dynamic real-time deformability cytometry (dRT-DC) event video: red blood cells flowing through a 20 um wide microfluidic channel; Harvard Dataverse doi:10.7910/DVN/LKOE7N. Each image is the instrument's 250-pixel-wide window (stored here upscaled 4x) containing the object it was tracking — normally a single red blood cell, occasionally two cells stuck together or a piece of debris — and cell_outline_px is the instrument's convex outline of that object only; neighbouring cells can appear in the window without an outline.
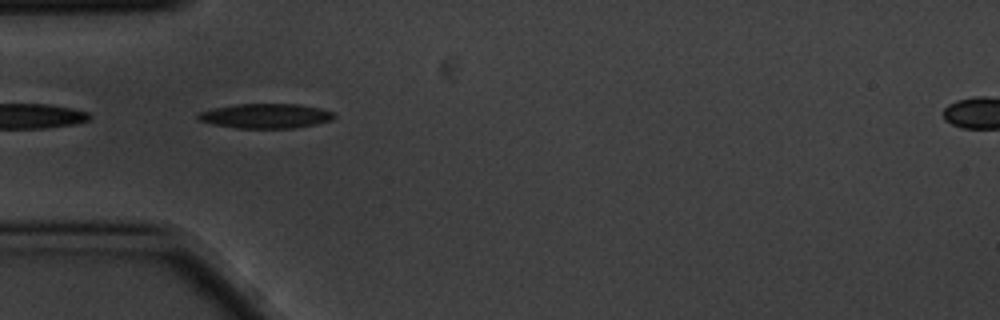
{"species": "common noctule bat (a hibernating species)", "species_latin": "Nyctalus noctula", "temperature_condition": "cold", "stored_images_in_passage": 8, "camera_frame_rate_fps": 3000, "um_per_image_px": 0.085, "animal": {"sex": "male", "body_mass_g": 20.1, "forearm_length_mm": 53.5}, "frame": {"image": 1, "passage_image": 3, "time_ms": 0.667, "image_size_px": [1000, 320], "cell_outline_px": [[336, 116], [332, 120], [316, 124], [292, 128], [236, 128], [212, 124], [200, 120], [196, 116], [200, 112], [212, 108], [236, 104], [300, 104], [320, 108], [336, 112]], "centroid_in_image_um": [22.62, 9.85], "position_along_channel_um": 62.4, "area_um2": 19.65}}